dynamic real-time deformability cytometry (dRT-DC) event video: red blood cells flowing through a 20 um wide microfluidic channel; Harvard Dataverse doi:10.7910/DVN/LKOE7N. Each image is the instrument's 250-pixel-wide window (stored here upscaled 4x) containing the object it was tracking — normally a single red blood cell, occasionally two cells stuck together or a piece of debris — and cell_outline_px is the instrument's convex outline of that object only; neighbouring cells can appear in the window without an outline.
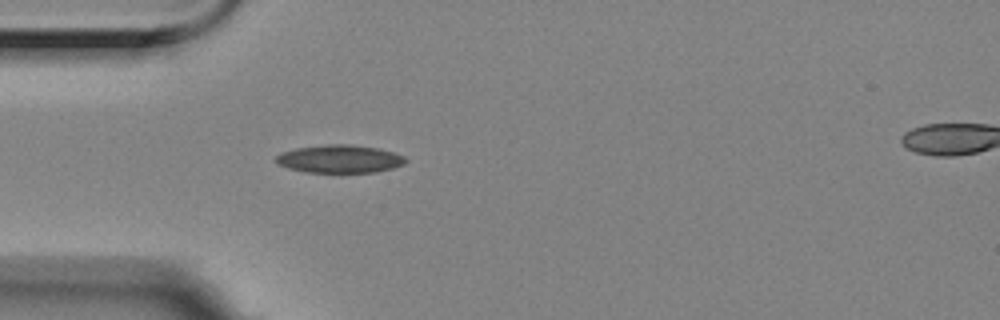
{"species": "Egyptian fruit bat (a non-hibernating species)", "species_latin": "Rousettus aegyptiacus", "temperature_condition": "room temperature", "stored_images_in_passage": 33, "camera_frame_rate_fps": 3000, "um_per_image_px": 0.085, "animal": {"sex": "female"}, "frame": {"image": 1, "passage_image": 1, "time_ms": 0.0, "image_size_px": [1000, 320], "cell_outline_px": [[408, 160], [404, 164], [392, 168], [376, 172], [304, 172], [288, 168], [272, 160], [280, 152], [296, 148], [328, 144], [352, 144], [380, 148], [404, 156]], "centroid_in_image_um": [28.86, 13.5], "position_along_channel_um": 56.1, "area_um2": 21.27}}
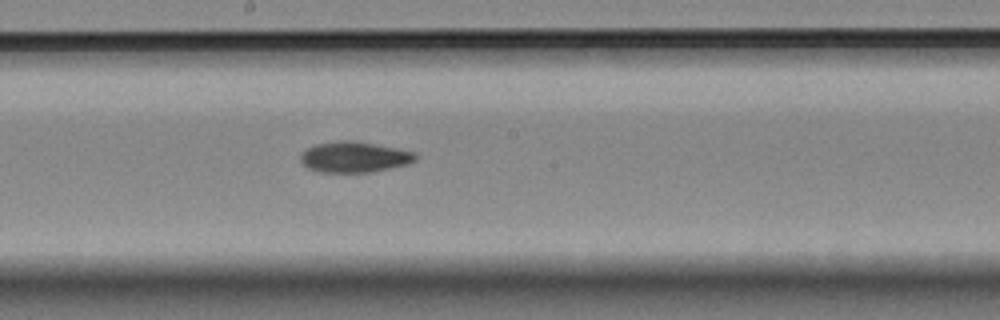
{"frame": {"image": 2, "passage_image": 15, "time_ms": 4.667, "image_size_px": [1000, 320], "cell_outline_px": [[416, 160], [408, 164], [372, 172], [316, 172], [308, 168], [300, 160], [300, 156], [308, 148], [316, 144], [340, 140], [352, 140], [396, 148], [416, 152]], "centroid_in_image_um": [30.12, 13.35], "position_along_channel_um": 218.1, "area_um2": 20.52}}
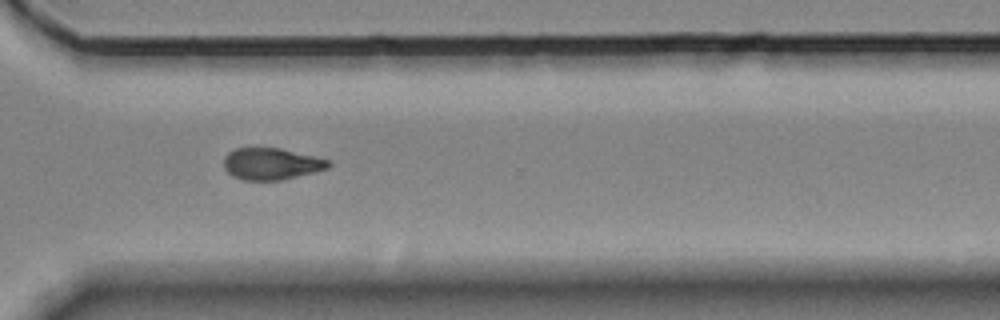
{"frame": {"image": 3, "passage_image": 26, "time_ms": 8.333, "image_size_px": [1000, 320], "cell_outline_px": [[332, 164], [328, 168], [280, 180], [240, 180], [232, 176], [224, 168], [224, 156], [228, 152], [236, 148], [280, 148], [332, 160]], "centroid_in_image_um": [23.05, 13.92], "position_along_channel_um": 347.5, "area_um2": 19.36}, "authors_computed_cell_mechanics": {"area_um2": 20.6346, "velocity_mm_per_s": 3.5346, "shape_relaxation_time_tau1_ms": 4.4612, "shape_relaxation_time_tau2_ms": 11.366, "deformation_change_tau1": 0.1326, "deformation_change_tau2": 0.2007}}